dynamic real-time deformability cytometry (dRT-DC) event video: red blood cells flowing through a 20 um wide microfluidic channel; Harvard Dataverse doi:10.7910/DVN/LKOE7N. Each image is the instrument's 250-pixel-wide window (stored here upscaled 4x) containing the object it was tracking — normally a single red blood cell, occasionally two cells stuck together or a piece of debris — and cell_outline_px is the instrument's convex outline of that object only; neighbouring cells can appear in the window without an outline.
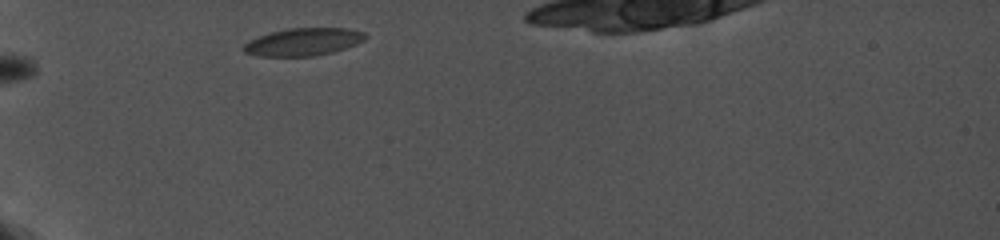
{"species": "common noctule bat (a hibernating species)", "species_latin": "Nyctalus noctula", "temperature_condition": "cold", "stored_images_in_passage": 14, "segment_of_instrument_passage": [1, 2], "camera_frame_rate_fps": 5000, "um_per_image_px": 0.085, "animal": {"sex": "female", "body_mass_g": 19.0, "forearm_length_mm": 56.7}, "frame": {"image": 1, "passage_image": 2, "time_ms": 1.0, "image_size_px": [1000, 240], "cell_outline_px": [[368, 36], [364, 40], [356, 44], [332, 52], [312, 56], [260, 56], [244, 52], [240, 48], [248, 40], [268, 32], [288, 28], [348, 28], [364, 32]], "centroid_in_image_um": [25.74, 3.55], "position_along_channel_um": 59.3, "area_um2": 19.71}}
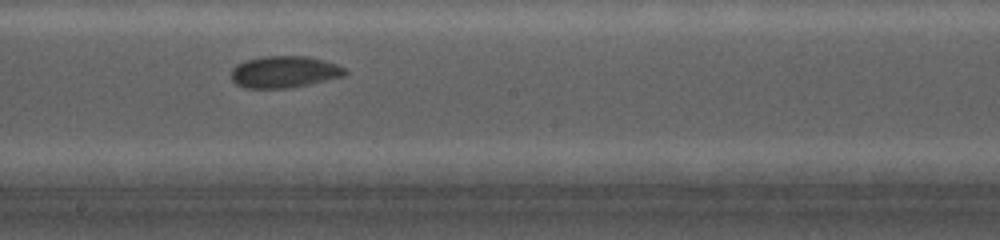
{"frame": {"image": 2, "passage_image": 7, "time_ms": 6.2, "image_size_px": [1000, 240], "cell_outline_px": [[348, 72], [344, 76], [308, 84], [288, 88], [244, 88], [236, 84], [232, 80], [232, 68], [236, 64], [244, 60], [264, 56], [304, 56], [324, 60], [336, 64], [344, 68]], "centroid_in_image_um": [24.14, 6.11], "position_along_channel_um": 224.1, "area_um2": 21.04}}
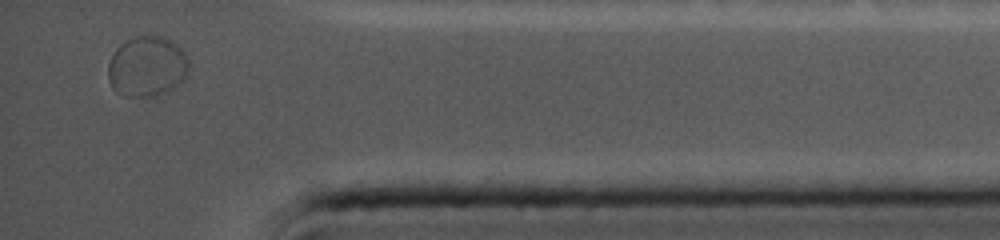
{"frame": {"image": 3, "passage_image": 13, "time_ms": 11.8, "image_size_px": [1000, 240], "cell_outline_px": [[188, 72], [184, 80], [172, 88], [156, 96], [128, 96], [116, 92], [112, 88], [108, 80], [108, 64], [116, 48], [124, 40], [136, 36], [164, 36], [176, 44], [184, 52], [188, 60]], "centroid_in_image_um": [12.48, 5.64], "position_along_channel_um": 422.7, "area_um2": 28.5}}